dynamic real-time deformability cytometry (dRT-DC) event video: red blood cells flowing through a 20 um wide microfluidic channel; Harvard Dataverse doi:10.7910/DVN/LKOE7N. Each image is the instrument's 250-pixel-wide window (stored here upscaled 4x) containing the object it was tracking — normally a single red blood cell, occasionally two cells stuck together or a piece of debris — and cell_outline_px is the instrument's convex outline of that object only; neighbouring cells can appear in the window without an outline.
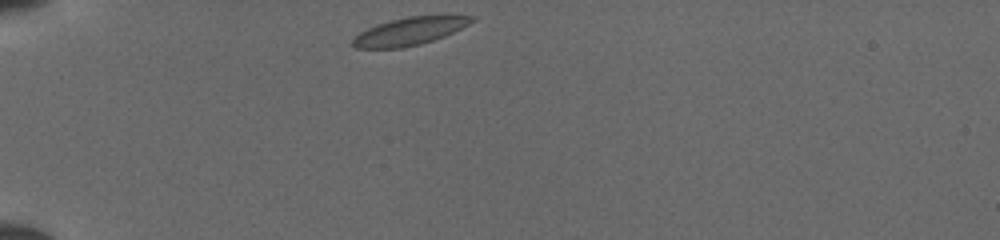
{"species": "common noctule bat (a hibernating species)", "species_latin": "Nyctalus noctula", "temperature_condition": "cold", "stored_images_in_passage": 31, "camera_frame_rate_fps": 3000, "um_per_image_px": 0.085, "animal": {"sex": "female", "body_mass_g": 19.5, "forearm_length_mm": 54.1}, "frame": {"image": 1, "passage_image": 1, "time_ms": 0.0, "image_size_px": [1000, 240], "cell_outline_px": [[476, 20], [444, 36], [420, 44], [400, 48], [356, 48], [352, 44], [352, 40], [360, 32], [376, 24], [408, 16], [476, 16]], "centroid_in_image_um": [34.79, 2.66], "position_along_channel_um": 50.2, "area_um2": 18.84}}
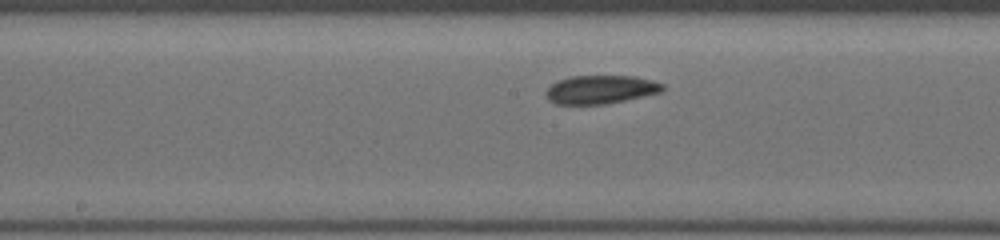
{"frame": {"image": 2, "passage_image": 14, "time_ms": 4.333, "image_size_px": [1000, 240], "cell_outline_px": [[664, 88], [660, 92], [624, 100], [604, 104], [556, 104], [548, 100], [544, 92], [552, 84], [560, 80], [572, 76], [636, 76], [652, 80], [664, 84]], "centroid_in_image_um": [51.04, 7.6], "position_along_channel_um": 197.2, "area_um2": 19.19}}
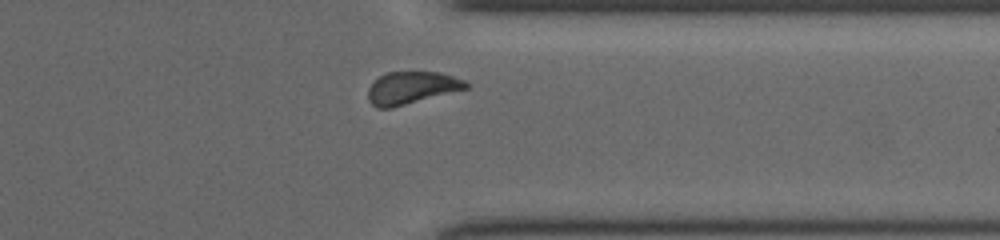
{"frame": {"image": 3, "passage_image": 27, "time_ms": 8.667, "image_size_px": [1000, 240], "cell_outline_px": [[468, 88], [392, 108], [376, 108], [368, 100], [368, 88], [380, 76], [388, 72], [440, 72], [468, 80]], "centroid_in_image_um": [35.01, 7.46], "position_along_channel_um": 376.4, "area_um2": 18.5}}